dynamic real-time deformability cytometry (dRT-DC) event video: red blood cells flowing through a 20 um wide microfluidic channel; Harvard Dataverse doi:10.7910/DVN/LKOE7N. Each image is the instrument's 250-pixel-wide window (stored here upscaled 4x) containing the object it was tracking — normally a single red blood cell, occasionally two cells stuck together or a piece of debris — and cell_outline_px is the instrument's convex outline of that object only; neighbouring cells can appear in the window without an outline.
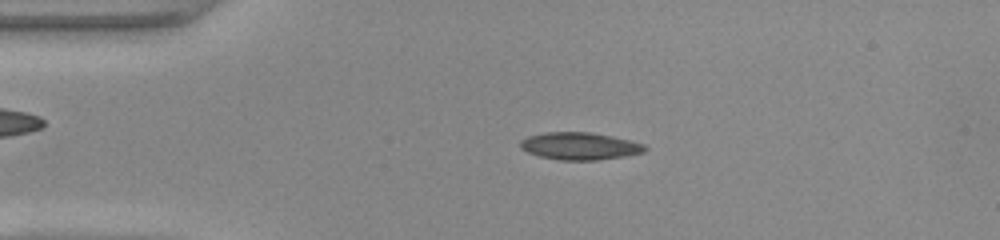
{"species": "common noctule bat (a hibernating species)", "species_latin": "Nyctalus noctula", "temperature_condition": "warm", "stored_images_in_passage": 48, "camera_frame_rate_fps": 3000, "um_per_image_px": 0.085, "animal": {"sex": "female", "body_mass_g": 22.0, "forearm_length_mm": 56.7}, "frame": {"image": 1, "passage_image": 10, "time_ms": 3.0, "image_size_px": [1000, 240], "cell_outline_px": [[648, 148], [644, 152], [624, 156], [596, 160], [560, 160], [540, 156], [528, 152], [520, 148], [520, 140], [528, 136], [548, 132], [588, 132], [612, 136], [632, 140], [644, 144]], "centroid_in_image_um": [49.29, 12.41], "position_along_channel_um": 35.7, "area_um2": 19.83}}
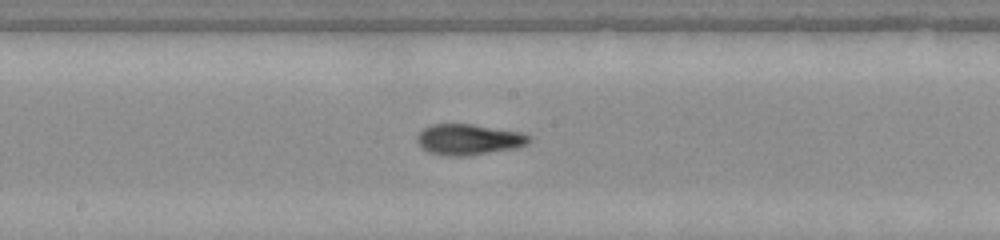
{"frame": {"image": 2, "passage_image": 25, "time_ms": 8.0, "image_size_px": [1000, 240], "cell_outline_px": [[532, 140], [528, 144], [516, 148], [468, 156], [448, 156], [428, 152], [416, 140], [416, 136], [424, 128], [432, 124], [472, 124], [520, 132], [532, 136]], "centroid_in_image_um": [39.87, 11.86], "position_along_channel_um": 208.3, "area_um2": 20.17}}
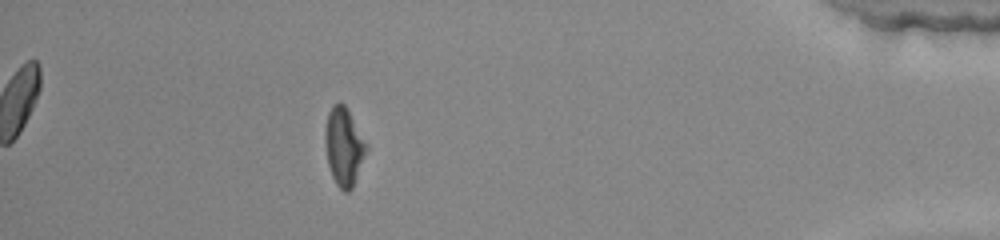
{"frame": {"image": 3, "passage_image": 43, "time_ms": 14.0, "image_size_px": [1000, 240], "cell_outline_px": [[368, 148], [352, 188], [348, 192], [344, 192], [336, 184], [332, 176], [328, 164], [324, 140], [324, 132], [328, 112], [332, 104], [344, 104], [368, 144]], "centroid_in_image_um": [29.22, 12.47], "position_along_channel_um": 406.0, "area_um2": 18.67}, "authors_computed_cell_mechanics": {"area_um2": 19.7676, "velocity_mm_per_s": 4.162, "shape_relaxation_time_tau1_ms": 8.273, "shape_relaxation_time_tau2_ms": 1.9783, "deformation_change_tau1": 0.2707, "deformation_change_tau2": 0.0852}}